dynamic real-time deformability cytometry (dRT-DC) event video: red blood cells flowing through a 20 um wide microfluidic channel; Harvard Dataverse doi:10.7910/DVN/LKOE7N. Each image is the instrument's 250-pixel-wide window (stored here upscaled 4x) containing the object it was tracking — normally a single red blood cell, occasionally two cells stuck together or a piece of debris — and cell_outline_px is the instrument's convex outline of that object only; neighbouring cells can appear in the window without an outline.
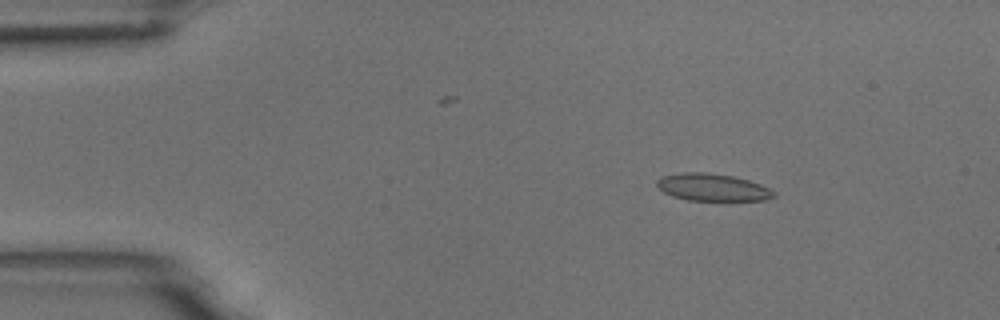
{"species": "common noctule bat (a hibernating species)", "species_latin": "Nyctalus noctula", "temperature_condition": "room temperature", "stored_images_in_passage": 5, "segment_of_instrument_passage": [1, 2], "camera_frame_rate_fps": 3000, "um_per_image_px": 0.085, "animal": {"sex": "male", "body_mass_g": 18.8}, "frame": {"image": 1, "passage_image": 2, "time_ms": 0.333, "image_size_px": [1000, 320], "cell_outline_px": [[776, 196], [764, 200], [688, 200], [672, 196], [664, 192], [656, 184], [656, 180], [660, 176], [684, 172], [704, 172], [732, 176], [748, 180], [760, 184], [776, 192]], "centroid_in_image_um": [60.54, 15.92], "position_along_channel_um": 24.5, "area_um2": 18.5}}